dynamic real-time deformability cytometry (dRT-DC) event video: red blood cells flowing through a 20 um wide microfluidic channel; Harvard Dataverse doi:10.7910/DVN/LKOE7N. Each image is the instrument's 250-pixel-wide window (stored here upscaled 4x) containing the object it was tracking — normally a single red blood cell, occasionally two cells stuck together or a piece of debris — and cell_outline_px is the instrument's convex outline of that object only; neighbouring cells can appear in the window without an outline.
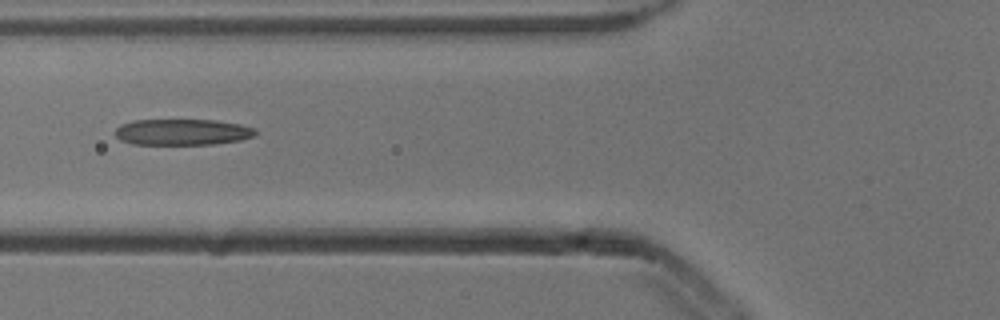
{"species": "common noctule bat (a hibernating species)", "species_latin": "Nyctalus noctula", "temperature_condition": "cold", "stored_images_in_passage": 6, "camera_frame_rate_fps": 3000, "um_per_image_px": 0.085, "animal": {"sex": "male", "body_mass_g": 13.3}, "frame": {"image": 1, "passage_image": 5, "time_ms": 1.333, "image_size_px": [1000, 320], "cell_outline_px": [[256, 136], [240, 140], [212, 144], [132, 144], [120, 140], [116, 136], [116, 128], [120, 124], [136, 120], [216, 120], [240, 124], [256, 128]], "centroid_in_image_um": [15.52, 11.22], "position_along_channel_um": 110.3, "area_um2": 21.39}}
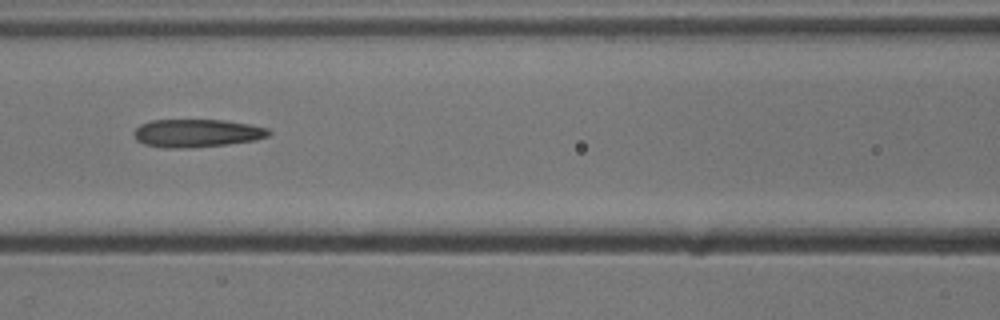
{"frame": {"image": 2, "passage_image": 6, "time_ms": 1.667, "image_size_px": [1000, 320], "cell_outline_px": [[272, 132], [268, 136], [256, 140], [228, 144], [192, 148], [164, 148], [144, 144], [136, 140], [132, 132], [140, 124], [152, 120], [224, 120], [252, 124], [268, 128]], "centroid_in_image_um": [16.74, 11.32], "position_along_channel_um": 149.9, "area_um2": 22.31}}